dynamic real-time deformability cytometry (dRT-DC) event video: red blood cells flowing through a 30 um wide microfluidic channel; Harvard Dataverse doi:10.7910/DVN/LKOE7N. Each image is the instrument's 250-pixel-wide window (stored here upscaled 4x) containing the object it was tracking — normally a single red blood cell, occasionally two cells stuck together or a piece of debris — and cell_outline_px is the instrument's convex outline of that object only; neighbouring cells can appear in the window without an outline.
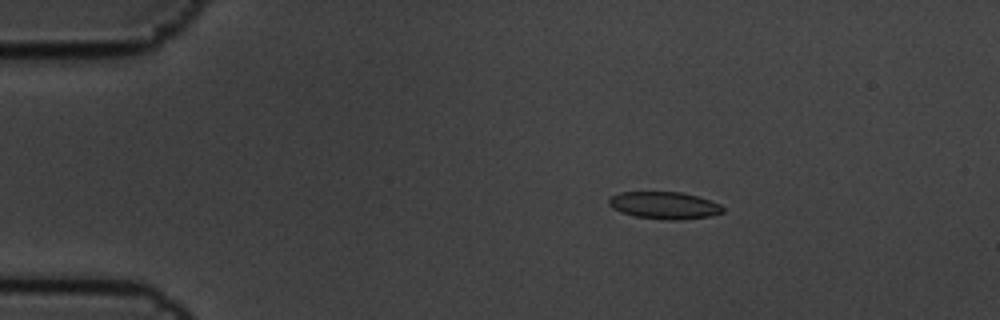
{"species": "common noctule bat (a hibernating species)", "species_latin": "Nyctalus noctula", "temperature_condition": "cold", "stored_images_in_passage": 6, "camera_frame_rate_fps": 3000, "um_per_image_px": 0.085, "animal": {"sex": "male", "body_mass_g": 19.5, "forearm_length_mm": 54.6}, "frame": {"image": 1, "passage_image": 3, "time_ms": 0.667, "image_size_px": [1000, 320], "cell_outline_px": [[724, 212], [712, 216], [680, 220], [664, 220], [636, 216], [620, 212], [612, 208], [608, 204], [608, 200], [612, 196], [620, 192], [680, 192], [696, 196], [720, 204], [724, 208]], "centroid_in_image_um": [56.47, 17.46], "position_along_channel_um": 28.5, "area_um2": 18.09}}
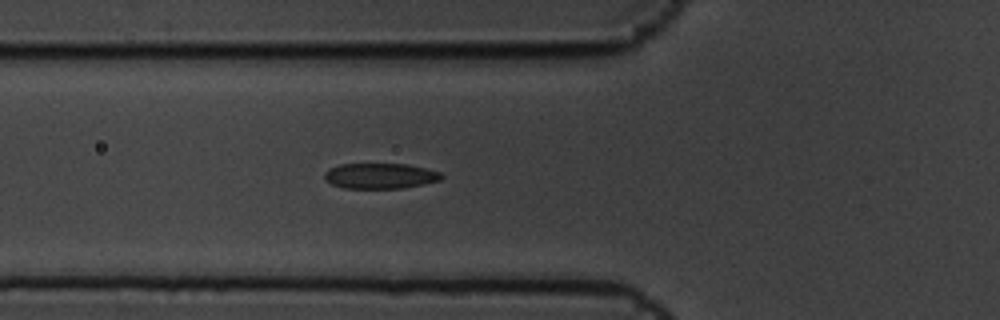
{"frame": {"image": 2, "passage_image": 6, "time_ms": 1.667, "image_size_px": [1000, 320], "cell_outline_px": [[444, 176], [440, 180], [424, 184], [404, 188], [344, 188], [332, 184], [324, 180], [324, 172], [328, 168], [340, 164], [408, 164], [440, 172]], "centroid_in_image_um": [32.29, 14.95], "position_along_channel_um": 93.5, "area_um2": 17.46}}